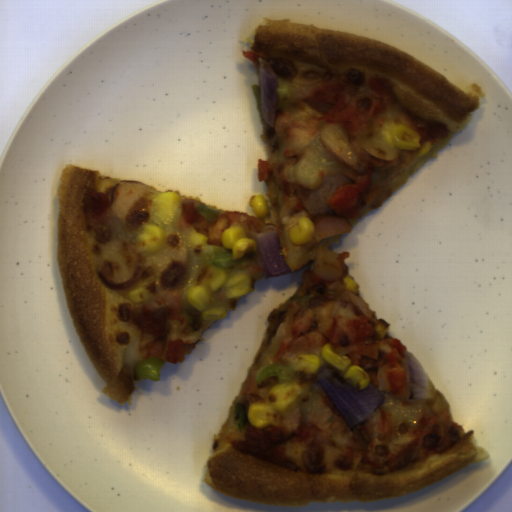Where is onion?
<instances>
[{
    "mask_svg": "<svg viewBox=\"0 0 512 512\" xmlns=\"http://www.w3.org/2000/svg\"><path fill=\"white\" fill-rule=\"evenodd\" d=\"M312 375L315 378L310 390L319 384L350 430L367 421L384 404V393L371 382L358 390L343 380L341 370L325 360Z\"/></svg>",
    "mask_w": 512,
    "mask_h": 512,
    "instance_id": "06740285",
    "label": "onion"
},
{
    "mask_svg": "<svg viewBox=\"0 0 512 512\" xmlns=\"http://www.w3.org/2000/svg\"><path fill=\"white\" fill-rule=\"evenodd\" d=\"M253 240L257 243L254 259L266 278L291 274L292 270L284 258L278 230L261 232Z\"/></svg>",
    "mask_w": 512,
    "mask_h": 512,
    "instance_id": "6bf65262",
    "label": "onion"
},
{
    "mask_svg": "<svg viewBox=\"0 0 512 512\" xmlns=\"http://www.w3.org/2000/svg\"><path fill=\"white\" fill-rule=\"evenodd\" d=\"M260 83V109L262 118L274 128L278 115L279 88L278 76L273 66L257 57Z\"/></svg>",
    "mask_w": 512,
    "mask_h": 512,
    "instance_id": "55239325",
    "label": "onion"
},
{
    "mask_svg": "<svg viewBox=\"0 0 512 512\" xmlns=\"http://www.w3.org/2000/svg\"><path fill=\"white\" fill-rule=\"evenodd\" d=\"M405 370L407 376V401L415 402L433 398L429 375L423 363L411 352L404 350Z\"/></svg>",
    "mask_w": 512,
    "mask_h": 512,
    "instance_id": "23ac38db",
    "label": "onion"
}]
</instances>
